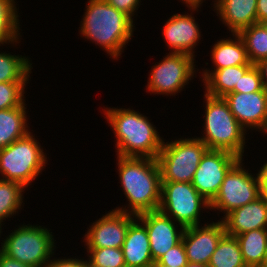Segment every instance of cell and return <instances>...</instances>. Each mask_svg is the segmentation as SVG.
Returning a JSON list of instances; mask_svg holds the SVG:
<instances>
[{
	"label": "cell",
	"instance_id": "44",
	"mask_svg": "<svg viewBox=\"0 0 267 267\" xmlns=\"http://www.w3.org/2000/svg\"><path fill=\"white\" fill-rule=\"evenodd\" d=\"M261 24L263 25V27L265 28V30L267 31V20L261 22Z\"/></svg>",
	"mask_w": 267,
	"mask_h": 267
},
{
	"label": "cell",
	"instance_id": "25",
	"mask_svg": "<svg viewBox=\"0 0 267 267\" xmlns=\"http://www.w3.org/2000/svg\"><path fill=\"white\" fill-rule=\"evenodd\" d=\"M4 49L3 46H0ZM2 48H0L2 50ZM9 51H0V83L1 82H29L33 70L30 57L15 55ZM30 78V79H29Z\"/></svg>",
	"mask_w": 267,
	"mask_h": 267
},
{
	"label": "cell",
	"instance_id": "10",
	"mask_svg": "<svg viewBox=\"0 0 267 267\" xmlns=\"http://www.w3.org/2000/svg\"><path fill=\"white\" fill-rule=\"evenodd\" d=\"M196 62V58L184 53H166L163 59L151 66L146 93L168 97L181 93L197 77Z\"/></svg>",
	"mask_w": 267,
	"mask_h": 267
},
{
	"label": "cell",
	"instance_id": "5",
	"mask_svg": "<svg viewBox=\"0 0 267 267\" xmlns=\"http://www.w3.org/2000/svg\"><path fill=\"white\" fill-rule=\"evenodd\" d=\"M15 226L17 228L14 227L7 236L1 238L3 240L0 251L7 257L31 267H45L57 250L58 242L51 232L52 229L49 226L24 222Z\"/></svg>",
	"mask_w": 267,
	"mask_h": 267
},
{
	"label": "cell",
	"instance_id": "35",
	"mask_svg": "<svg viewBox=\"0 0 267 267\" xmlns=\"http://www.w3.org/2000/svg\"><path fill=\"white\" fill-rule=\"evenodd\" d=\"M256 169L261 183V196L267 201V161Z\"/></svg>",
	"mask_w": 267,
	"mask_h": 267
},
{
	"label": "cell",
	"instance_id": "29",
	"mask_svg": "<svg viewBox=\"0 0 267 267\" xmlns=\"http://www.w3.org/2000/svg\"><path fill=\"white\" fill-rule=\"evenodd\" d=\"M89 267H126L121 248H85ZM88 257V258H87Z\"/></svg>",
	"mask_w": 267,
	"mask_h": 267
},
{
	"label": "cell",
	"instance_id": "12",
	"mask_svg": "<svg viewBox=\"0 0 267 267\" xmlns=\"http://www.w3.org/2000/svg\"><path fill=\"white\" fill-rule=\"evenodd\" d=\"M187 8L190 14L187 11L167 17L162 27V35L170 53H184L196 58L195 48L201 43L203 34L194 13L198 14L202 10L201 7Z\"/></svg>",
	"mask_w": 267,
	"mask_h": 267
},
{
	"label": "cell",
	"instance_id": "43",
	"mask_svg": "<svg viewBox=\"0 0 267 267\" xmlns=\"http://www.w3.org/2000/svg\"><path fill=\"white\" fill-rule=\"evenodd\" d=\"M4 229V226H2L1 224H0V238H2L1 236H2V234H3V230ZM0 240H2V239H0ZM1 244V243H0Z\"/></svg>",
	"mask_w": 267,
	"mask_h": 267
},
{
	"label": "cell",
	"instance_id": "8",
	"mask_svg": "<svg viewBox=\"0 0 267 267\" xmlns=\"http://www.w3.org/2000/svg\"><path fill=\"white\" fill-rule=\"evenodd\" d=\"M243 161L244 159H240L228 171L219 192L210 202V211H215L218 217L220 213H223L220 220L234 209L261 197L259 174L258 172L253 174L251 168L244 165Z\"/></svg>",
	"mask_w": 267,
	"mask_h": 267
},
{
	"label": "cell",
	"instance_id": "22",
	"mask_svg": "<svg viewBox=\"0 0 267 267\" xmlns=\"http://www.w3.org/2000/svg\"><path fill=\"white\" fill-rule=\"evenodd\" d=\"M253 66L245 64L229 66L227 68L214 70L201 86L205 88V93L213 97H224L232 92L234 88H239L240 78Z\"/></svg>",
	"mask_w": 267,
	"mask_h": 267
},
{
	"label": "cell",
	"instance_id": "36",
	"mask_svg": "<svg viewBox=\"0 0 267 267\" xmlns=\"http://www.w3.org/2000/svg\"><path fill=\"white\" fill-rule=\"evenodd\" d=\"M0 267H31V266L23 264L10 257H7L0 251Z\"/></svg>",
	"mask_w": 267,
	"mask_h": 267
},
{
	"label": "cell",
	"instance_id": "7",
	"mask_svg": "<svg viewBox=\"0 0 267 267\" xmlns=\"http://www.w3.org/2000/svg\"><path fill=\"white\" fill-rule=\"evenodd\" d=\"M180 137L165 142L157 161L161 182L191 183L202 156L208 150L205 143L196 136Z\"/></svg>",
	"mask_w": 267,
	"mask_h": 267
},
{
	"label": "cell",
	"instance_id": "27",
	"mask_svg": "<svg viewBox=\"0 0 267 267\" xmlns=\"http://www.w3.org/2000/svg\"><path fill=\"white\" fill-rule=\"evenodd\" d=\"M208 267H247L235 236L224 234L211 256Z\"/></svg>",
	"mask_w": 267,
	"mask_h": 267
},
{
	"label": "cell",
	"instance_id": "19",
	"mask_svg": "<svg viewBox=\"0 0 267 267\" xmlns=\"http://www.w3.org/2000/svg\"><path fill=\"white\" fill-rule=\"evenodd\" d=\"M257 0H216L212 10L229 34L257 23Z\"/></svg>",
	"mask_w": 267,
	"mask_h": 267
},
{
	"label": "cell",
	"instance_id": "31",
	"mask_svg": "<svg viewBox=\"0 0 267 267\" xmlns=\"http://www.w3.org/2000/svg\"><path fill=\"white\" fill-rule=\"evenodd\" d=\"M257 91H267L262 82L259 69L253 65L239 81V88H234L232 92L252 93Z\"/></svg>",
	"mask_w": 267,
	"mask_h": 267
},
{
	"label": "cell",
	"instance_id": "37",
	"mask_svg": "<svg viewBox=\"0 0 267 267\" xmlns=\"http://www.w3.org/2000/svg\"><path fill=\"white\" fill-rule=\"evenodd\" d=\"M257 23L267 20V0H257Z\"/></svg>",
	"mask_w": 267,
	"mask_h": 267
},
{
	"label": "cell",
	"instance_id": "40",
	"mask_svg": "<svg viewBox=\"0 0 267 267\" xmlns=\"http://www.w3.org/2000/svg\"><path fill=\"white\" fill-rule=\"evenodd\" d=\"M185 267H208V265L202 264V263H190V262H188V264Z\"/></svg>",
	"mask_w": 267,
	"mask_h": 267
},
{
	"label": "cell",
	"instance_id": "18",
	"mask_svg": "<svg viewBox=\"0 0 267 267\" xmlns=\"http://www.w3.org/2000/svg\"><path fill=\"white\" fill-rule=\"evenodd\" d=\"M232 37H223L218 39L210 49V58L212 69L202 68V72L199 69V77L203 82L214 70L227 68L229 66H238L245 64H252L249 61L247 50L245 49L242 38L235 33L230 34ZM214 66V67H213ZM204 69V70H203Z\"/></svg>",
	"mask_w": 267,
	"mask_h": 267
},
{
	"label": "cell",
	"instance_id": "11",
	"mask_svg": "<svg viewBox=\"0 0 267 267\" xmlns=\"http://www.w3.org/2000/svg\"><path fill=\"white\" fill-rule=\"evenodd\" d=\"M224 150H207L198 165L192 185L209 203L215 198L225 175L240 160Z\"/></svg>",
	"mask_w": 267,
	"mask_h": 267
},
{
	"label": "cell",
	"instance_id": "3",
	"mask_svg": "<svg viewBox=\"0 0 267 267\" xmlns=\"http://www.w3.org/2000/svg\"><path fill=\"white\" fill-rule=\"evenodd\" d=\"M102 111L116 138L117 156L157 159L164 138L149 117L132 107L106 106Z\"/></svg>",
	"mask_w": 267,
	"mask_h": 267
},
{
	"label": "cell",
	"instance_id": "4",
	"mask_svg": "<svg viewBox=\"0 0 267 267\" xmlns=\"http://www.w3.org/2000/svg\"><path fill=\"white\" fill-rule=\"evenodd\" d=\"M203 98L202 136L196 137L205 143L208 150H224L244 159L249 133L236 120L223 97H213L204 92Z\"/></svg>",
	"mask_w": 267,
	"mask_h": 267
},
{
	"label": "cell",
	"instance_id": "14",
	"mask_svg": "<svg viewBox=\"0 0 267 267\" xmlns=\"http://www.w3.org/2000/svg\"><path fill=\"white\" fill-rule=\"evenodd\" d=\"M223 98L241 126L247 132L251 130L248 133L253 135V132L258 131L265 137L267 134V91L230 92Z\"/></svg>",
	"mask_w": 267,
	"mask_h": 267
},
{
	"label": "cell",
	"instance_id": "16",
	"mask_svg": "<svg viewBox=\"0 0 267 267\" xmlns=\"http://www.w3.org/2000/svg\"><path fill=\"white\" fill-rule=\"evenodd\" d=\"M211 220V222L205 221L204 224L185 228L182 241L188 262L208 265L218 242L226 233L220 219L216 222Z\"/></svg>",
	"mask_w": 267,
	"mask_h": 267
},
{
	"label": "cell",
	"instance_id": "6",
	"mask_svg": "<svg viewBox=\"0 0 267 267\" xmlns=\"http://www.w3.org/2000/svg\"><path fill=\"white\" fill-rule=\"evenodd\" d=\"M33 133L0 149V178L20 183L28 190L49 165L45 147Z\"/></svg>",
	"mask_w": 267,
	"mask_h": 267
},
{
	"label": "cell",
	"instance_id": "26",
	"mask_svg": "<svg viewBox=\"0 0 267 267\" xmlns=\"http://www.w3.org/2000/svg\"><path fill=\"white\" fill-rule=\"evenodd\" d=\"M27 188L22 184L0 178V224L5 225V221L18 216L24 207V193Z\"/></svg>",
	"mask_w": 267,
	"mask_h": 267
},
{
	"label": "cell",
	"instance_id": "1",
	"mask_svg": "<svg viewBox=\"0 0 267 267\" xmlns=\"http://www.w3.org/2000/svg\"><path fill=\"white\" fill-rule=\"evenodd\" d=\"M86 2L78 29L80 37L99 46L109 58L120 60L136 31L135 22L105 0Z\"/></svg>",
	"mask_w": 267,
	"mask_h": 267
},
{
	"label": "cell",
	"instance_id": "13",
	"mask_svg": "<svg viewBox=\"0 0 267 267\" xmlns=\"http://www.w3.org/2000/svg\"><path fill=\"white\" fill-rule=\"evenodd\" d=\"M136 216L111 209L91 222L83 234L84 248H121L129 225Z\"/></svg>",
	"mask_w": 267,
	"mask_h": 267
},
{
	"label": "cell",
	"instance_id": "39",
	"mask_svg": "<svg viewBox=\"0 0 267 267\" xmlns=\"http://www.w3.org/2000/svg\"><path fill=\"white\" fill-rule=\"evenodd\" d=\"M179 1V0H178ZM206 0H180V2H182V4L186 7H202L203 6V2H205ZM209 1V0H208ZM216 0H213L210 4L212 5L211 8L214 6Z\"/></svg>",
	"mask_w": 267,
	"mask_h": 267
},
{
	"label": "cell",
	"instance_id": "34",
	"mask_svg": "<svg viewBox=\"0 0 267 267\" xmlns=\"http://www.w3.org/2000/svg\"><path fill=\"white\" fill-rule=\"evenodd\" d=\"M87 261L81 257H56L52 258L45 267H87Z\"/></svg>",
	"mask_w": 267,
	"mask_h": 267
},
{
	"label": "cell",
	"instance_id": "33",
	"mask_svg": "<svg viewBox=\"0 0 267 267\" xmlns=\"http://www.w3.org/2000/svg\"><path fill=\"white\" fill-rule=\"evenodd\" d=\"M105 1L114 8H116L117 10L128 15L133 21L136 20L135 16H138L137 11L142 5L141 0H105Z\"/></svg>",
	"mask_w": 267,
	"mask_h": 267
},
{
	"label": "cell",
	"instance_id": "32",
	"mask_svg": "<svg viewBox=\"0 0 267 267\" xmlns=\"http://www.w3.org/2000/svg\"><path fill=\"white\" fill-rule=\"evenodd\" d=\"M154 264H162L171 267H185L188 264L183 241L169 249Z\"/></svg>",
	"mask_w": 267,
	"mask_h": 267
},
{
	"label": "cell",
	"instance_id": "17",
	"mask_svg": "<svg viewBox=\"0 0 267 267\" xmlns=\"http://www.w3.org/2000/svg\"><path fill=\"white\" fill-rule=\"evenodd\" d=\"M221 221L226 234L235 237L247 231L267 228V201L261 196L229 212Z\"/></svg>",
	"mask_w": 267,
	"mask_h": 267
},
{
	"label": "cell",
	"instance_id": "20",
	"mask_svg": "<svg viewBox=\"0 0 267 267\" xmlns=\"http://www.w3.org/2000/svg\"><path fill=\"white\" fill-rule=\"evenodd\" d=\"M121 249L126 267H151L154 264L147 229L137 218L129 225Z\"/></svg>",
	"mask_w": 267,
	"mask_h": 267
},
{
	"label": "cell",
	"instance_id": "42",
	"mask_svg": "<svg viewBox=\"0 0 267 267\" xmlns=\"http://www.w3.org/2000/svg\"><path fill=\"white\" fill-rule=\"evenodd\" d=\"M151 267H171V266H165L162 264H153Z\"/></svg>",
	"mask_w": 267,
	"mask_h": 267
},
{
	"label": "cell",
	"instance_id": "38",
	"mask_svg": "<svg viewBox=\"0 0 267 267\" xmlns=\"http://www.w3.org/2000/svg\"><path fill=\"white\" fill-rule=\"evenodd\" d=\"M255 66L259 69L262 82H263V86L267 90V58L264 60H261Z\"/></svg>",
	"mask_w": 267,
	"mask_h": 267
},
{
	"label": "cell",
	"instance_id": "41",
	"mask_svg": "<svg viewBox=\"0 0 267 267\" xmlns=\"http://www.w3.org/2000/svg\"><path fill=\"white\" fill-rule=\"evenodd\" d=\"M261 267H267V247H266V256H265V260H264V263L262 264Z\"/></svg>",
	"mask_w": 267,
	"mask_h": 267
},
{
	"label": "cell",
	"instance_id": "24",
	"mask_svg": "<svg viewBox=\"0 0 267 267\" xmlns=\"http://www.w3.org/2000/svg\"><path fill=\"white\" fill-rule=\"evenodd\" d=\"M247 267H261L267 247V228L255 229L236 236Z\"/></svg>",
	"mask_w": 267,
	"mask_h": 267
},
{
	"label": "cell",
	"instance_id": "2",
	"mask_svg": "<svg viewBox=\"0 0 267 267\" xmlns=\"http://www.w3.org/2000/svg\"><path fill=\"white\" fill-rule=\"evenodd\" d=\"M116 158L118 183L128 205H117L114 209L134 216L157 211L161 202V172L157 159L117 155Z\"/></svg>",
	"mask_w": 267,
	"mask_h": 267
},
{
	"label": "cell",
	"instance_id": "21",
	"mask_svg": "<svg viewBox=\"0 0 267 267\" xmlns=\"http://www.w3.org/2000/svg\"><path fill=\"white\" fill-rule=\"evenodd\" d=\"M27 106L0 110V149L9 146L31 131Z\"/></svg>",
	"mask_w": 267,
	"mask_h": 267
},
{
	"label": "cell",
	"instance_id": "30",
	"mask_svg": "<svg viewBox=\"0 0 267 267\" xmlns=\"http://www.w3.org/2000/svg\"><path fill=\"white\" fill-rule=\"evenodd\" d=\"M28 84L30 82H1L0 110L27 106L24 94L27 92Z\"/></svg>",
	"mask_w": 267,
	"mask_h": 267
},
{
	"label": "cell",
	"instance_id": "23",
	"mask_svg": "<svg viewBox=\"0 0 267 267\" xmlns=\"http://www.w3.org/2000/svg\"><path fill=\"white\" fill-rule=\"evenodd\" d=\"M17 3V0H0V46L15 47L22 40Z\"/></svg>",
	"mask_w": 267,
	"mask_h": 267
},
{
	"label": "cell",
	"instance_id": "28",
	"mask_svg": "<svg viewBox=\"0 0 267 267\" xmlns=\"http://www.w3.org/2000/svg\"><path fill=\"white\" fill-rule=\"evenodd\" d=\"M238 35L242 38L249 61L253 65L267 58V31L261 23L241 30Z\"/></svg>",
	"mask_w": 267,
	"mask_h": 267
},
{
	"label": "cell",
	"instance_id": "15",
	"mask_svg": "<svg viewBox=\"0 0 267 267\" xmlns=\"http://www.w3.org/2000/svg\"><path fill=\"white\" fill-rule=\"evenodd\" d=\"M136 218L147 229L154 262L182 241L185 227L159 210L140 214Z\"/></svg>",
	"mask_w": 267,
	"mask_h": 267
},
{
	"label": "cell",
	"instance_id": "9",
	"mask_svg": "<svg viewBox=\"0 0 267 267\" xmlns=\"http://www.w3.org/2000/svg\"><path fill=\"white\" fill-rule=\"evenodd\" d=\"M158 210L186 228L203 224L200 222L204 219L201 215L210 213V203L198 193L192 183L161 182Z\"/></svg>",
	"mask_w": 267,
	"mask_h": 267
}]
</instances>
